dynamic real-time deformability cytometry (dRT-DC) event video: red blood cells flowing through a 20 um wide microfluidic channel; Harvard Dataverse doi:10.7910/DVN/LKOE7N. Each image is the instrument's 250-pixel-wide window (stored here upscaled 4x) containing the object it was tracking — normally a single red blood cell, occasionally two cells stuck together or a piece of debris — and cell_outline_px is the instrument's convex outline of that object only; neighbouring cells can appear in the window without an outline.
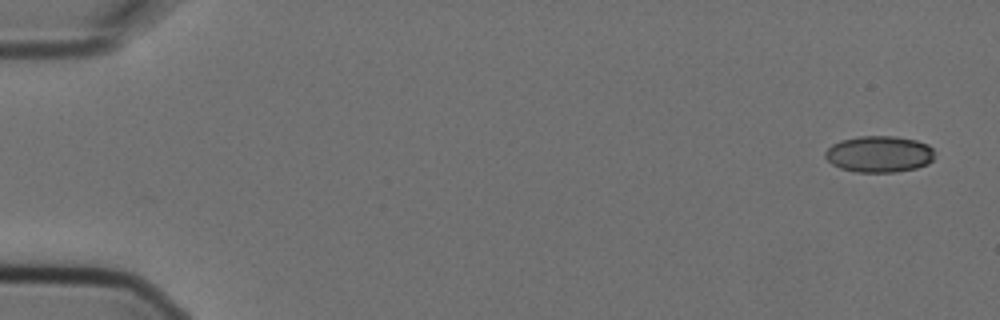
{"species": "Egyptian fruit bat (a non-hibernating species)", "species_latin": "Rousettus aegyptiacus", "temperature_condition": "cold", "stored_images_in_passage": 5, "camera_frame_rate_fps": 3000, "um_per_image_px": 0.085, "animal": {"sex": "female"}, "frame": {"image": 1, "passage_image": 1, "time_ms": 0.0, "image_size_px": [1000, 320], "cell_outline_px": [[932, 160], [928, 164], [916, 168], [896, 172], [856, 172], [840, 168], [832, 164], [824, 156], [824, 152], [832, 144], [840, 140], [860, 136], [896, 136], [916, 140], [928, 144], [932, 148]], "centroid_in_image_um": [74.71, 13.09], "position_along_channel_um": 10.3, "area_um2": 23.29}}
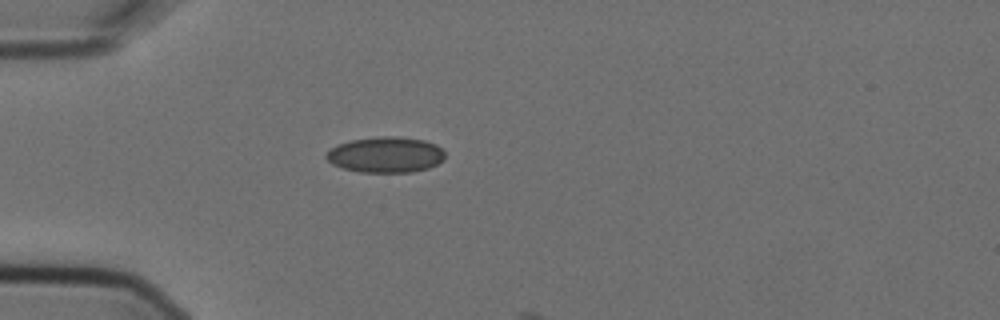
{"frame": {"image": 2, "passage_image": 5, "time_ms": 1.333, "image_size_px": [1000, 320], "cell_outline_px": [[444, 160], [428, 168], [412, 172], [360, 172], [344, 168], [332, 164], [324, 156], [332, 148], [340, 144], [352, 140], [376, 136], [396, 136], [424, 140], [436, 144], [444, 152]], "centroid_in_image_um": [32.8, 13.15], "position_along_channel_um": 52.2, "area_um2": 24.62}}